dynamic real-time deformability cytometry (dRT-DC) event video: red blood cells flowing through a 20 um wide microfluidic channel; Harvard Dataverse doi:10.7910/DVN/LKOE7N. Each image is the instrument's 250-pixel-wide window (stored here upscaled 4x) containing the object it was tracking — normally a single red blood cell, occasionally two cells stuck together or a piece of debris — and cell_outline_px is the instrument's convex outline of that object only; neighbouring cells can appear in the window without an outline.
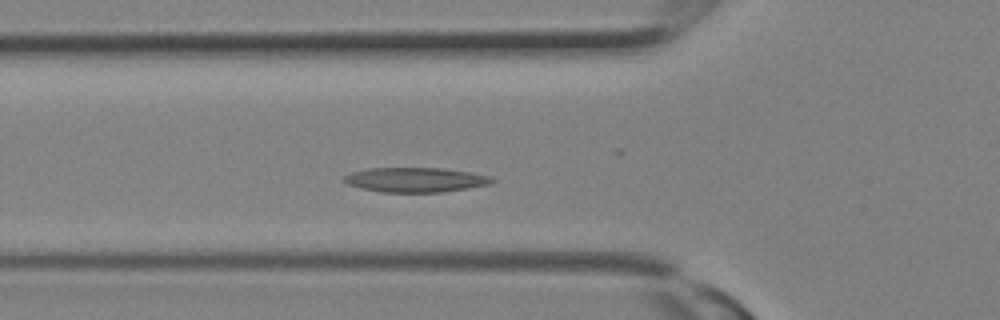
{"species": "Egyptian fruit bat (a non-hibernating species)", "species_latin": "Rousettus aegyptiacus", "temperature_condition": "room temperature", "stored_images_in_passage": 9, "camera_frame_rate_fps": 3000, "um_per_image_px": 0.085, "animal": {"sex": "female"}, "frame": {"image": 1, "passage_image": 7, "time_ms": 2.0, "image_size_px": [1000, 320], "cell_outline_px": [[496, 180], [488, 184], [468, 188], [440, 192], [380, 192], [360, 188], [348, 184], [340, 180], [344, 176], [352, 172], [368, 168], [444, 168], [472, 172], [492, 176]], "centroid_in_image_um": [35.3, 15.28], "position_along_channel_um": 90.5, "area_um2": 21.39}}
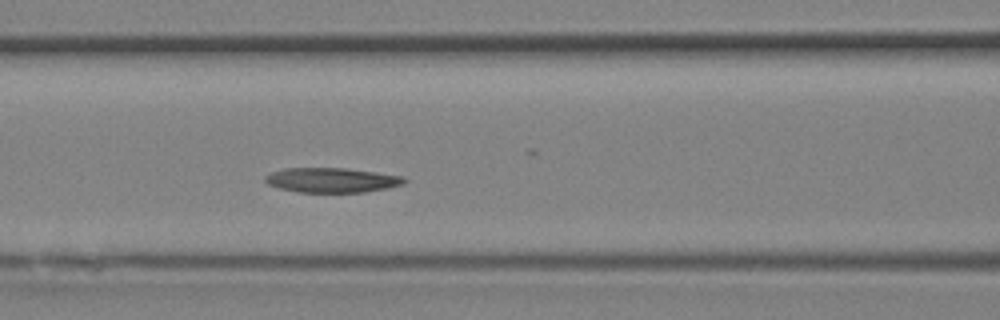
{"frame": {"image": 2, "passage_image": 9, "time_ms": 2.667, "image_size_px": [1000, 320], "cell_outline_px": [[408, 180], [404, 184], [388, 188], [364, 192], [300, 192], [280, 188], [268, 184], [264, 180], [264, 176], [272, 172], [284, 168], [348, 168], [404, 176]], "centroid_in_image_um": [28.24, 15.3], "position_along_channel_um": 138.4, "area_um2": 20.11}}